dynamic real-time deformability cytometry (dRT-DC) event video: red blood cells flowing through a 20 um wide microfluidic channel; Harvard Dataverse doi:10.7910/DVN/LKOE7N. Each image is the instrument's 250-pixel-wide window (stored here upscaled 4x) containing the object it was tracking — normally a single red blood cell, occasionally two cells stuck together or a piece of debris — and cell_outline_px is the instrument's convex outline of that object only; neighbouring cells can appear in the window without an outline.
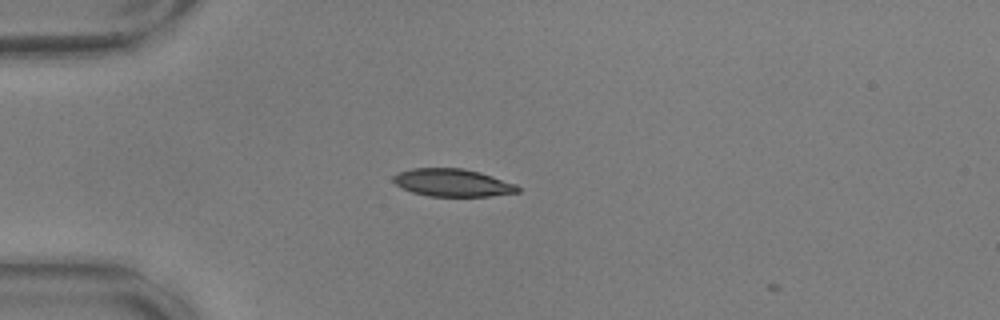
{"species": "common noctule bat (a hibernating species)", "species_latin": "Nyctalus noctula", "temperature_condition": "warm", "stored_images_in_passage": 3, "camera_frame_rate_fps": 3000, "um_per_image_px": 0.085, "animal": {"sex": "male", "body_mass_g": 17.9, "forearm_length_mm": 54.2}, "frame": {"image": 1, "passage_image": 2, "time_ms": 0.333, "image_size_px": [1000, 320], "cell_outline_px": [[520, 192], [488, 196], [428, 196], [412, 192], [396, 184], [392, 180], [392, 176], [396, 172], [412, 168], [464, 168], [480, 172], [516, 184], [520, 188]], "centroid_in_image_um": [38.45, 15.52], "position_along_channel_um": 46.5, "area_um2": 20.11}}